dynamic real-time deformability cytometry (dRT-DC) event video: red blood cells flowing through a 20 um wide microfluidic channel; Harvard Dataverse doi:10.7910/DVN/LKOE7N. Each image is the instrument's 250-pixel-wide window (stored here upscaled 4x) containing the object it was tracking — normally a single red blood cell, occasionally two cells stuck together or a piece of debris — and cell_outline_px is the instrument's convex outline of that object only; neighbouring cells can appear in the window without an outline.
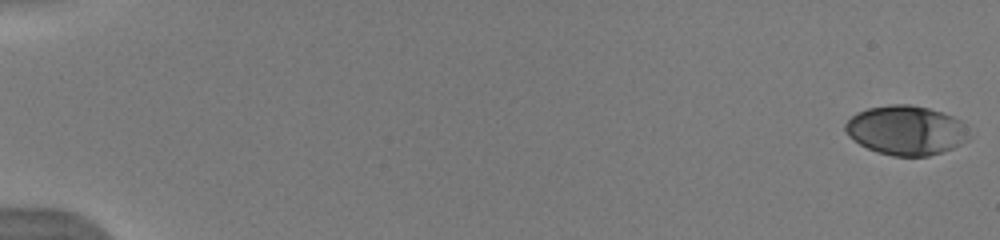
{"species": "human", "species_latin": "Homo sapiens", "temperature_condition": "warm", "stored_images_in_passage": 53, "camera_frame_rate_fps": 3000, "um_per_image_px": 0.085, "donor": {"sex": "male"}, "frame": {"image": 1, "passage_image": 1, "time_ms": 0.0, "image_size_px": [1000, 240], "cell_outline_px": [[968, 140], [952, 148], [928, 156], [892, 156], [876, 152], [860, 144], [848, 136], [844, 128], [844, 124], [856, 112], [868, 108], [888, 104], [908, 104], [928, 108], [952, 116], [960, 120], [964, 124], [968, 136]], "centroid_in_image_um": [76.98, 11.07], "position_along_channel_um": 8.0, "area_um2": 35.49}}
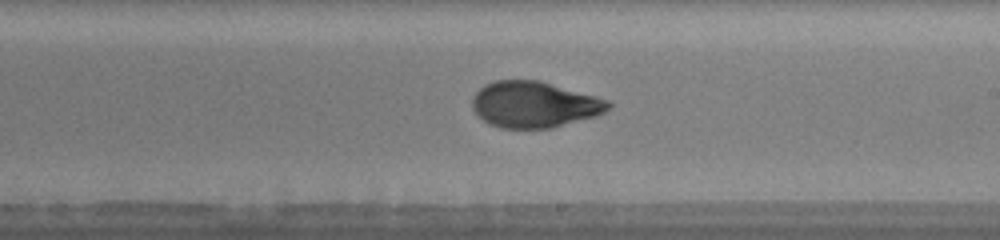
{"frame": {"image": 2, "passage_image": 33, "time_ms": 10.667, "image_size_px": [1000, 240], "cell_outline_px": [[612, 104], [604, 112], [596, 116], [552, 128], [500, 128], [488, 124], [476, 116], [472, 108], [472, 96], [484, 84], [496, 80], [540, 80], [596, 96], [608, 100]], "centroid_in_image_um": [45.37, 8.88], "position_along_channel_um": 243.6, "area_um2": 36.88}}
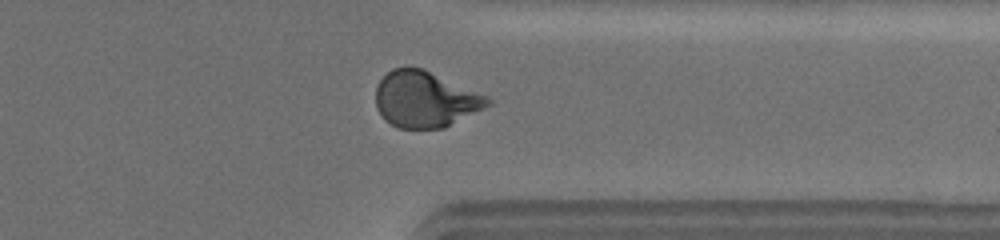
{"frame": {"image": 3, "passage_image": 43, "time_ms": 14.0, "image_size_px": [1000, 240], "cell_outline_px": [[492, 104], [444, 128], [396, 128], [384, 120], [380, 116], [376, 108], [376, 88], [380, 80], [392, 68], [404, 64], [408, 64], [424, 68], [488, 96], [492, 100]], "centroid_in_image_um": [36.11, 8.41], "position_along_channel_um": 375.3, "area_um2": 37.22}, "authors_computed_cell_mechanics": {"area_um2": 36.125, "velocity_mm_per_s": 3.9579, "shape_relaxation_time_tau1_ms": 5.1256, "shape_relaxation_time_tau2_ms": 1.2293, "deformation_change_tau1": 0.1918, "deformation_change_tau2": 0.0614}}